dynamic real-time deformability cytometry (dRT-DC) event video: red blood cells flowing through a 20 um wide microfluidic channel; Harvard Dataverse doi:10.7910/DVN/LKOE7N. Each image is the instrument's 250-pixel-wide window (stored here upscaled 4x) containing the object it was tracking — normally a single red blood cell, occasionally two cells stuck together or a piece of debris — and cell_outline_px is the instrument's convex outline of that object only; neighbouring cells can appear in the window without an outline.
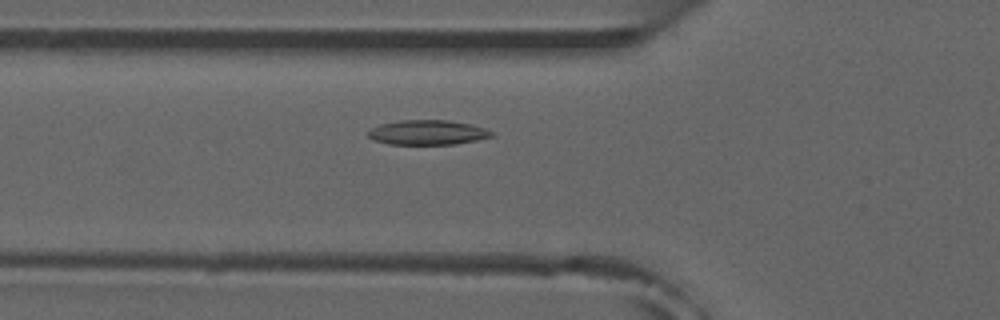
{"species": "common noctule bat (a hibernating species)", "species_latin": "Nyctalus noctula", "temperature_condition": "room temperature", "stored_images_in_passage": 11, "camera_frame_rate_fps": 3000, "um_per_image_px": 0.085, "animal": {"sex": "male", "forearm_length_mm": 52.5}, "frame": {"image": 1, "passage_image": 9, "time_ms": 2.667, "image_size_px": [1000, 320], "cell_outline_px": [[492, 136], [476, 140], [456, 144], [388, 144], [376, 140], [368, 136], [368, 132], [372, 128], [380, 124], [400, 120], [448, 120], [468, 124], [484, 128], [492, 132]], "centroid_in_image_um": [36.32, 11.26], "position_along_channel_um": 89.5, "area_um2": 17.51}}